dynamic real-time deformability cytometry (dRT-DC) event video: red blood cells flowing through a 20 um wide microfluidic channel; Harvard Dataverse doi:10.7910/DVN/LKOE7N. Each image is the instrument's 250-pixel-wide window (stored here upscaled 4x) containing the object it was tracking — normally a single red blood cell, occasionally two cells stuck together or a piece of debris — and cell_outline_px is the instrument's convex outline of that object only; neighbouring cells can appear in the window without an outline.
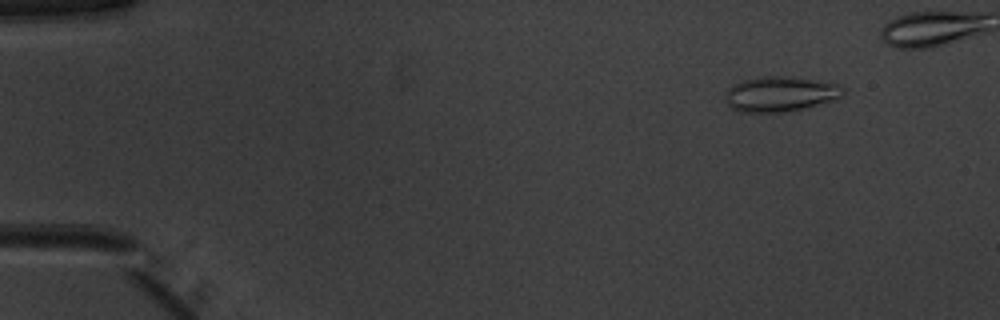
{"species": "common noctule bat (a hibernating species)", "species_latin": "Nyctalus noctula", "temperature_condition": "warm", "stored_images_in_passage": 2, "camera_frame_rate_fps": 3000, "um_per_image_px": 0.085, "animal": {"sex": "male", "body_mass_g": 20.1, "forearm_length_mm": 53.5}, "frame": {"image": 1, "passage_image": 1, "time_ms": 0.0, "image_size_px": [1000, 320], "cell_outline_px": [[844, 96], [836, 100], [784, 112], [740, 112], [732, 108], [728, 104], [724, 96], [728, 88], [744, 80], [760, 76], [784, 76], [840, 84], [844, 88]], "centroid_in_image_um": [66.34, 7.99], "position_along_channel_um": 18.7, "area_um2": 23.99}}